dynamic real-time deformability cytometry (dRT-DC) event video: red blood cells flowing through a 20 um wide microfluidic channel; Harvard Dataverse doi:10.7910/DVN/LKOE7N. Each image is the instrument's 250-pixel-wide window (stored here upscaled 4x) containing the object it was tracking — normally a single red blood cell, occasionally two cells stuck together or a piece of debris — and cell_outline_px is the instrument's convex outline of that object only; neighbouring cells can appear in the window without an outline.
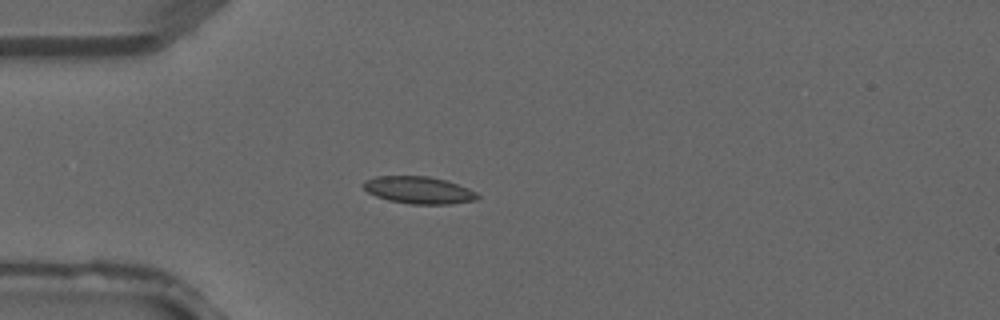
{"species": "common noctule bat (a hibernating species)", "species_latin": "Nyctalus noctula", "temperature_condition": "warm", "stored_images_in_passage": 1, "camera_frame_rate_fps": 3000, "um_per_image_px": 0.085, "animal": {"sex": "male", "forearm_length_mm": 52.5}, "frame": {"image": 1, "passage_image": 1, "time_ms": 0.0, "image_size_px": [1000, 320], "cell_outline_px": [[480, 196], [476, 200], [452, 204], [412, 204], [388, 200], [376, 196], [368, 192], [360, 184], [364, 180], [376, 176], [428, 176], [444, 180], [468, 188], [476, 192]], "centroid_in_image_um": [35.57, 16.16], "position_along_channel_um": 49.4, "area_um2": 18.09}}